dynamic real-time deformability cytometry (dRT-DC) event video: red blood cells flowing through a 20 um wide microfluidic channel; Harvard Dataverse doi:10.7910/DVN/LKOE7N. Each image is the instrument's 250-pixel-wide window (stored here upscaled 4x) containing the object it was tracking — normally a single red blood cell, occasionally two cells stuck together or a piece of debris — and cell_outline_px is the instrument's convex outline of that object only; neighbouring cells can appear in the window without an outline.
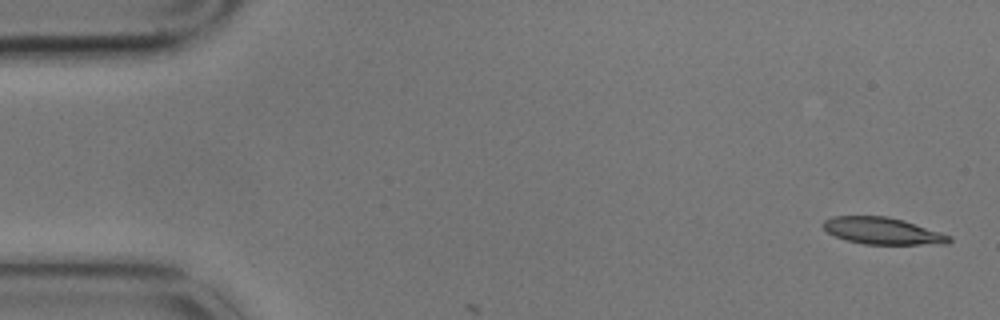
{"species": "common noctule bat (a hibernating species)", "species_latin": "Nyctalus noctula", "temperature_condition": "cold", "stored_images_in_passage": 3, "camera_frame_rate_fps": 3000, "um_per_image_px": 0.085, "animal": {"sex": "male", "body_mass_g": 17.9}, "frame": {"image": 1, "passage_image": 1, "time_ms": 0.0, "image_size_px": [1000, 320], "cell_outline_px": [[952, 240], [948, 244], [864, 244], [844, 240], [828, 232], [820, 224], [824, 220], [832, 216], [888, 216], [904, 220], [952, 236]], "centroid_in_image_um": [75.01, 19.62], "position_along_channel_um": 10.0, "area_um2": 19.83}}